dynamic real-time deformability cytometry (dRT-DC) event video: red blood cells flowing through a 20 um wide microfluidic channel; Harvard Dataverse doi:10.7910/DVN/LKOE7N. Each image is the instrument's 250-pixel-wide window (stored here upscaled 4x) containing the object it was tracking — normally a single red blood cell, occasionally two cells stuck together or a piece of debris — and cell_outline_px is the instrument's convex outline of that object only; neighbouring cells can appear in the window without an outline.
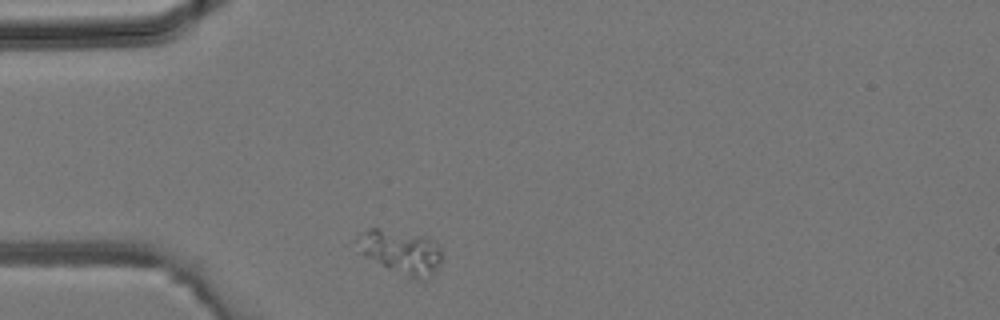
{"species": "common noctule bat (a hibernating species)", "species_latin": "Nyctalus noctula", "temperature_condition": "room temperature", "stored_images_in_passage": 1, "camera_frame_rate_fps": 3000, "um_per_image_px": 0.085, "animal": {"sex": "male", "body_mass_g": 19.2, "forearm_length_mm": 51.8}, "frame": {"image": 1, "passage_image": 1, "time_ms": 0.0, "image_size_px": [1000, 320], "cell_outline_px": [[440, 260], [428, 280], [408, 276], [356, 252], [352, 240], [356, 236], [368, 228], [376, 228], [428, 236], [436, 240], [440, 244]], "centroid_in_image_um": [34.01, 21.35], "position_along_channel_um": 51.0, "area_um2": 21.79}}